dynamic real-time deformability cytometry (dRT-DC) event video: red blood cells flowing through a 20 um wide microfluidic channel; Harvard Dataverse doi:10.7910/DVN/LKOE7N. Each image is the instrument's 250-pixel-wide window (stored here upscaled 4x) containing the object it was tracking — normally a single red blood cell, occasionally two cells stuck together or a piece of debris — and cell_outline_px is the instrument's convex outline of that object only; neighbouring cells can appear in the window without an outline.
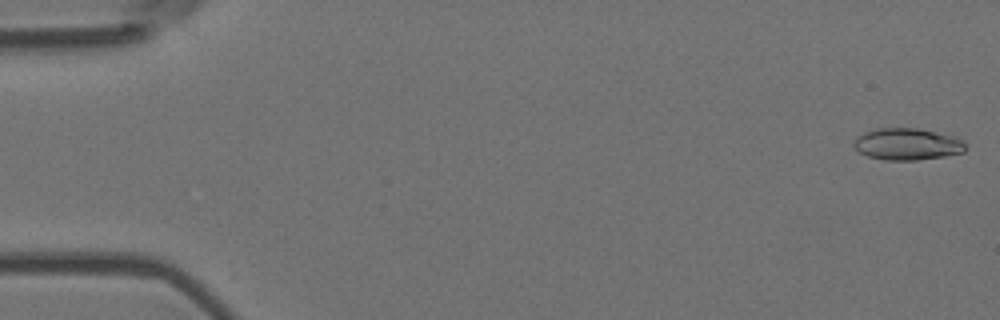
{"species": "Egyptian fruit bat (a non-hibernating species)", "species_latin": "Rousettus aegyptiacus", "temperature_condition": "room temperature", "stored_images_in_passage": 35, "camera_frame_rate_fps": 3000, "um_per_image_px": 0.085, "animal": {"sex": "female"}, "frame": {"image": 1, "passage_image": 1, "time_ms": 0.0, "image_size_px": [1000, 320], "cell_outline_px": [[964, 152], [944, 156], [916, 160], [884, 160], [868, 156], [860, 152], [852, 144], [856, 136], [864, 132], [876, 128], [920, 128], [956, 136], [964, 144]], "centroid_in_image_um": [77.09, 12.24], "position_along_channel_um": 7.9, "area_um2": 20.75}}
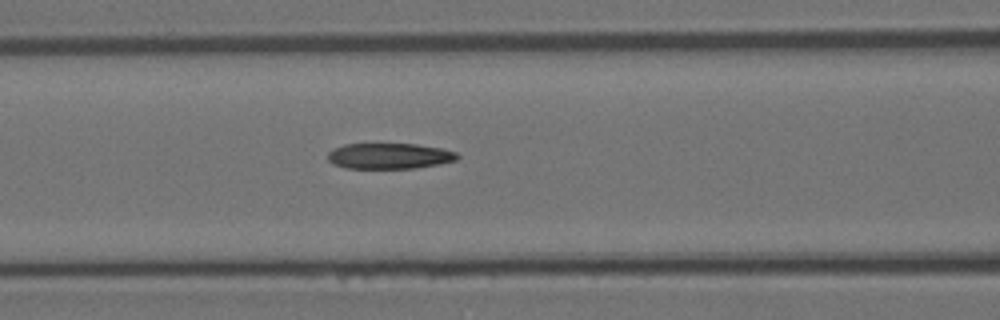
{"frame": {"image": 2, "passage_image": 23, "time_ms": 7.333, "image_size_px": [1000, 320], "cell_outline_px": [[460, 156], [456, 160], [440, 164], [416, 168], [344, 168], [332, 164], [328, 160], [328, 152], [344, 144], [416, 144], [440, 148], [456, 152]], "centroid_in_image_um": [33.09, 13.26], "position_along_channel_um": 133.5, "area_um2": 19.42}}
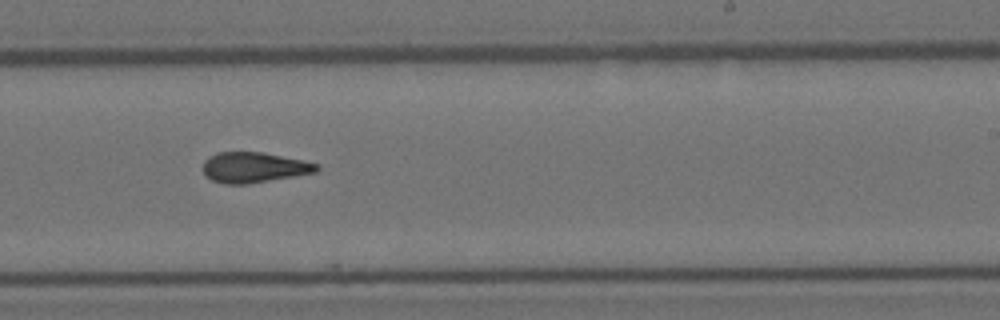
{"frame": {"image": 3, "passage_image": 34, "time_ms": 11.0, "image_size_px": [1000, 320], "cell_outline_px": [[320, 168], [316, 172], [248, 184], [224, 184], [212, 180], [204, 176], [204, 160], [208, 156], [216, 152], [264, 152], [304, 160], [320, 164]], "centroid_in_image_um": [21.58, 14.22], "position_along_channel_um": 267.4, "area_um2": 20.35}}